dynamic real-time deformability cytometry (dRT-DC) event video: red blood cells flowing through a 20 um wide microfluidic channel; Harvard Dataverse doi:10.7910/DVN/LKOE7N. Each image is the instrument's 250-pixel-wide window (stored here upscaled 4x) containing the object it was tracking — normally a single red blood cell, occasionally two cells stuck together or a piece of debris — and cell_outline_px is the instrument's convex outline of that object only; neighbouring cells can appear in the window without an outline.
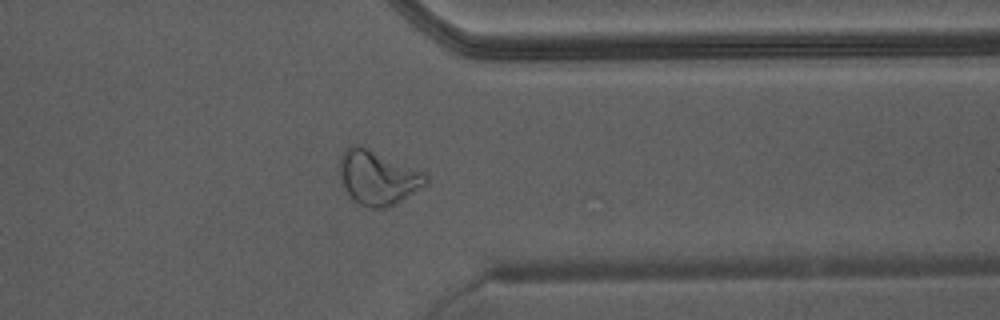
{"species": "Egyptian fruit bat (a non-hibernating species)", "species_latin": "Rousettus aegyptiacus", "temperature_condition": "warm", "stored_images_in_passage": 47, "camera_frame_rate_fps": 3000, "um_per_image_px": 0.085, "animal": {"sex": "male"}, "frame": {"image": 1, "passage_image": 40, "time_ms": 13.0, "image_size_px": [1000, 320], "cell_outline_px": [[428, 180], [424, 184], [400, 200], [384, 208], [368, 208], [360, 204], [344, 188], [340, 180], [340, 156], [348, 148], [356, 144], [424, 172], [428, 176]], "centroid_in_image_um": [32.07, 15.1], "position_along_channel_um": 379.3, "area_um2": 26.18}, "authors_computed_cell_mechanics": {"area_um2": 29.189, "velocity_mm_per_s": 4.4186, "shape_relaxation_time_tau1_ms": null, "shape_relaxation_time_tau2_ms": 1.104, "deformation_change_tau1": null, "deformation_change_tau2": 0.0977}}